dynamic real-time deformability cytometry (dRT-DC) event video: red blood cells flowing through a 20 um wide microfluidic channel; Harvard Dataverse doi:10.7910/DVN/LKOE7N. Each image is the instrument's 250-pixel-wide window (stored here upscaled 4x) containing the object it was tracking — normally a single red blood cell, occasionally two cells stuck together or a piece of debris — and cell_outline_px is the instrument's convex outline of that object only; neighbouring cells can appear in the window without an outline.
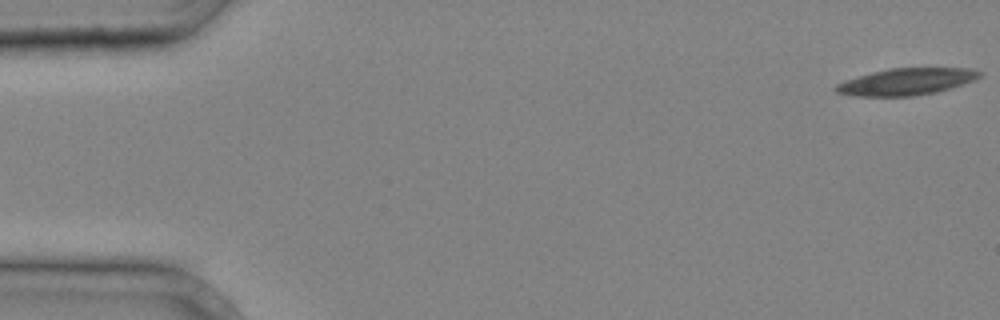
{"species": "common noctule bat (a hibernating species)", "species_latin": "Nyctalus noctula", "temperature_condition": "cold", "stored_images_in_passage": 38, "camera_frame_rate_fps": 3000, "um_per_image_px": 0.085, "animal": {"sex": "male", "body_mass_g": 20.4}, "frame": {"image": 1, "passage_image": 1, "time_ms": 0.0, "image_size_px": [1000, 320], "cell_outline_px": [[984, 72], [976, 80], [936, 92], [912, 96], [856, 96], [836, 92], [832, 88], [836, 84], [872, 72], [888, 68], [972, 68]], "centroid_in_image_um": [77.08, 6.94], "position_along_channel_um": 7.9, "area_um2": 22.37}}
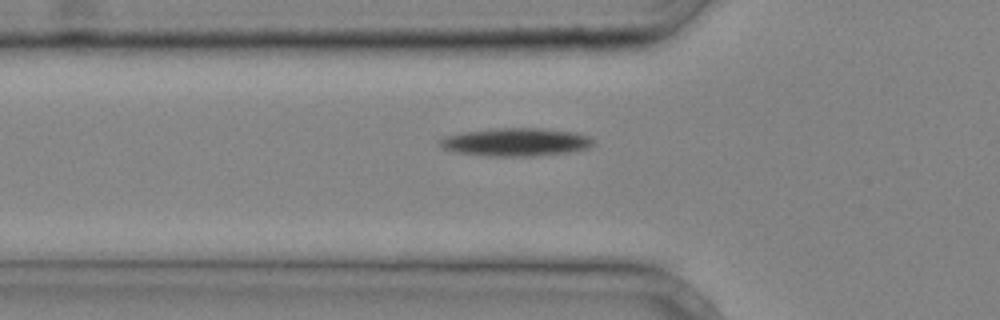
{"frame": {"image": 2, "passage_image": 14, "time_ms": 4.333, "image_size_px": [1000, 320], "cell_outline_px": [[596, 144], [588, 148], [572, 152], [536, 156], [484, 156], [456, 152], [444, 148], [440, 144], [440, 140], [444, 136], [464, 132], [500, 128], [540, 128], [576, 132], [588, 136]], "centroid_in_image_um": [43.9, 12.08], "position_along_channel_um": 81.9, "area_um2": 25.14}}
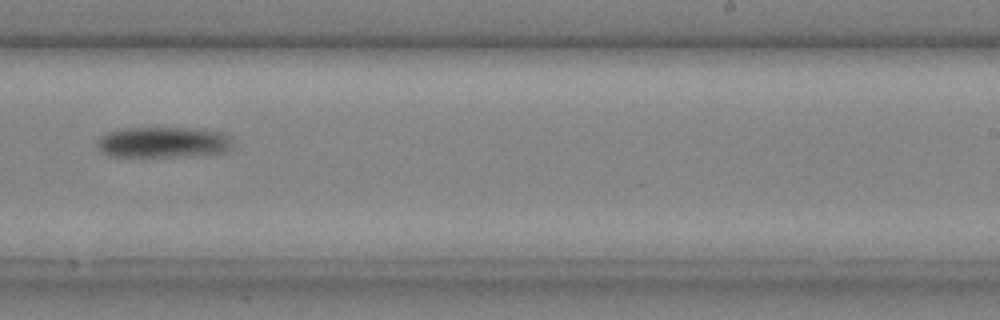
{"frame": {"image": 3, "passage_image": 26, "time_ms": 8.333, "image_size_px": [1000, 320], "cell_outline_px": [[232, 148], [228, 152], [216, 156], [108, 156], [96, 144], [96, 140], [104, 132], [124, 128], [200, 128], [228, 132], [232, 136]], "centroid_in_image_um": [14.02, 12.09], "position_along_channel_um": 275.0, "area_um2": 25.32}}